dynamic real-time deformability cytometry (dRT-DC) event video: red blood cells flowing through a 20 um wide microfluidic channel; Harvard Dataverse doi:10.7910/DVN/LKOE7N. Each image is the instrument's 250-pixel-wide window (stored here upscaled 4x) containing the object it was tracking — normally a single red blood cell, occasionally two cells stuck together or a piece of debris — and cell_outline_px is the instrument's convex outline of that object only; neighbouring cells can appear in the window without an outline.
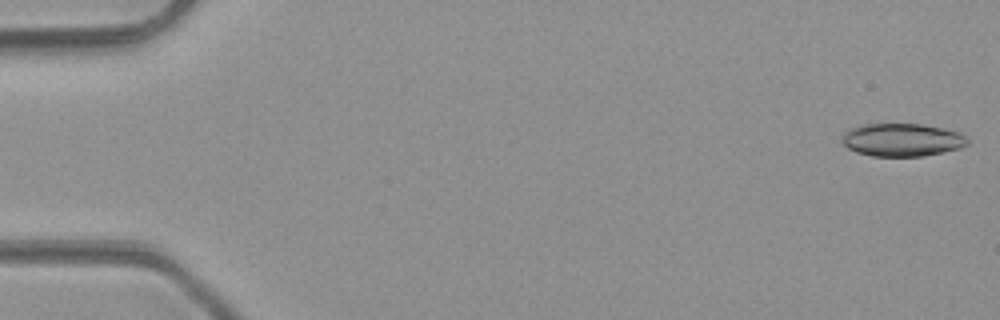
{"species": "common noctule bat (a hibernating species)", "species_latin": "Nyctalus noctula", "temperature_condition": "room temperature", "stored_images_in_passage": 19, "segment_of_instrument_passage": [1, 2], "camera_frame_rate_fps": 3000, "um_per_image_px": 0.085, "animal": {"sex": "male", "body_mass_g": 23.1, "forearm_length_mm": 52.7}, "frame": {"image": 1, "passage_image": 1, "time_ms": 0.0, "image_size_px": [1000, 320], "cell_outline_px": [[968, 144], [960, 148], [924, 156], [872, 156], [856, 152], [848, 148], [840, 140], [844, 132], [848, 128], [860, 124], [920, 124], [960, 132], [968, 136]], "centroid_in_image_um": [76.65, 11.88], "position_along_channel_um": 8.3, "area_um2": 24.28}}
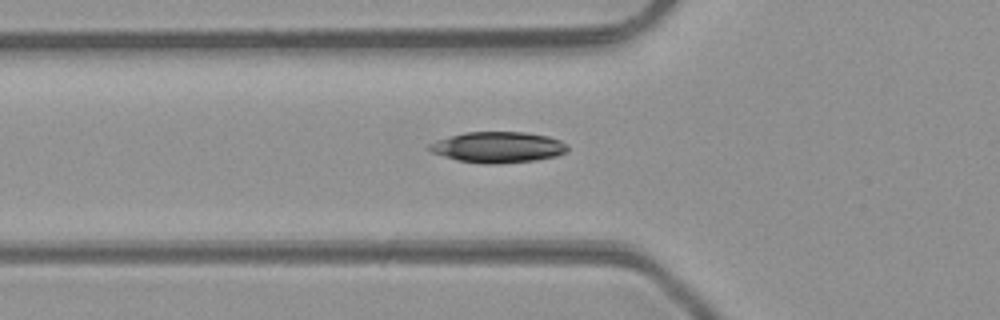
{"frame": {"image": 2, "passage_image": 17, "time_ms": 5.333, "image_size_px": [1000, 320], "cell_outline_px": [[568, 152], [556, 156], [536, 160], [488, 164], [460, 160], [444, 156], [432, 152], [428, 148], [428, 144], [436, 140], [464, 132], [524, 132], [548, 136], [560, 140], [568, 144]], "centroid_in_image_um": [42.36, 12.5], "position_along_channel_um": 83.4, "area_um2": 24.74}}